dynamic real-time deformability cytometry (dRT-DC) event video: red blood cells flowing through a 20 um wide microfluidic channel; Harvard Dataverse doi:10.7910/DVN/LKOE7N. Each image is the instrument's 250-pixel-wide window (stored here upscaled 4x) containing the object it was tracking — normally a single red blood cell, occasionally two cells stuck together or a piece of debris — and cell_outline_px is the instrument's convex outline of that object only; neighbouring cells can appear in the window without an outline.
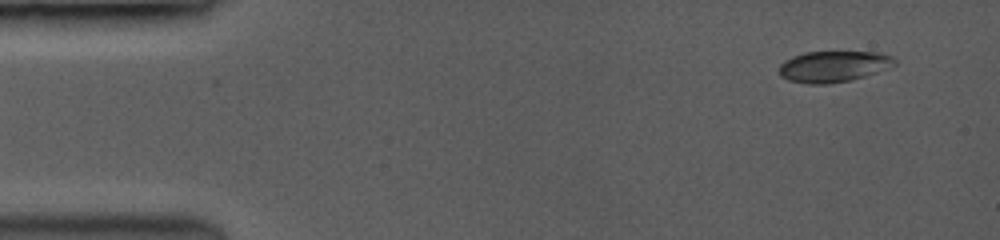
{"species": "common noctule bat (a hibernating species)", "species_latin": "Nyctalus noctula", "temperature_condition": "room temperature", "stored_images_in_passage": 6, "camera_frame_rate_fps": 3500, "um_per_image_px": 0.085, "animal": {"sex": "female", "body_mass_g": 19.0, "forearm_length_mm": 53.3}, "frame": {"image": 1, "passage_image": 1, "time_ms": 0.0, "image_size_px": [1000, 240], "cell_outline_px": [[896, 64], [888, 68], [852, 80], [828, 84], [808, 84], [788, 80], [780, 76], [780, 64], [796, 56], [808, 52], [872, 52], [888, 56], [896, 60]], "centroid_in_image_um": [70.84, 5.67], "position_along_channel_um": 14.2, "area_um2": 20.52}}
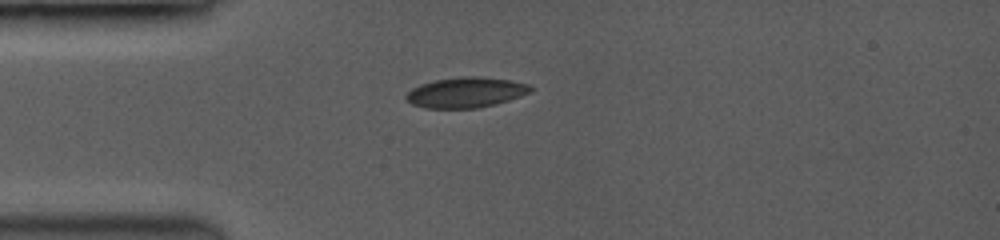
{"frame": {"image": 2, "passage_image": 5, "time_ms": 3.143, "image_size_px": [1000, 240], "cell_outline_px": [[532, 88], [528, 92], [508, 100], [476, 108], [424, 108], [412, 104], [404, 96], [412, 88], [420, 84], [436, 80], [508, 80], [528, 84]], "centroid_in_image_um": [39.5, 7.92], "position_along_channel_um": 45.5, "area_um2": 20.35}}